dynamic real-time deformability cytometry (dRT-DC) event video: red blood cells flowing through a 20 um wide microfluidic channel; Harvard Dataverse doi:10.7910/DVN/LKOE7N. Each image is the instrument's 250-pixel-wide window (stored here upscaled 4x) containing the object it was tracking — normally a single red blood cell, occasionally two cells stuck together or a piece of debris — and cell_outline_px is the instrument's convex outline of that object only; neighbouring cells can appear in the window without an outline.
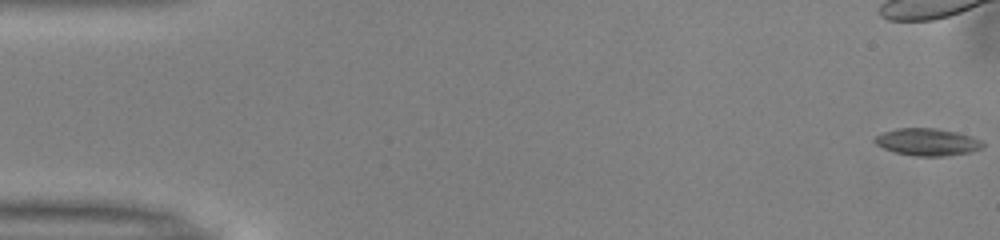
{"species": "common noctule bat (a hibernating species)", "species_latin": "Nyctalus noctula", "temperature_condition": "warm", "stored_images_in_passage": 41, "camera_frame_rate_fps": 3000, "um_per_image_px": 0.085, "animal": {"sex": "male", "body_mass_g": 13.0, "forearm_length_mm": 53.1}, "frame": {"image": 1, "passage_image": 1, "time_ms": 0.0, "image_size_px": [1000, 240], "cell_outline_px": [[984, 148], [972, 152], [944, 156], [916, 156], [896, 152], [884, 148], [876, 144], [872, 140], [876, 136], [884, 132], [896, 128], [936, 128], [956, 132], [972, 136], [980, 140], [984, 144]], "centroid_in_image_um": [78.85, 12.07], "position_along_channel_um": 6.1, "area_um2": 17.17}}